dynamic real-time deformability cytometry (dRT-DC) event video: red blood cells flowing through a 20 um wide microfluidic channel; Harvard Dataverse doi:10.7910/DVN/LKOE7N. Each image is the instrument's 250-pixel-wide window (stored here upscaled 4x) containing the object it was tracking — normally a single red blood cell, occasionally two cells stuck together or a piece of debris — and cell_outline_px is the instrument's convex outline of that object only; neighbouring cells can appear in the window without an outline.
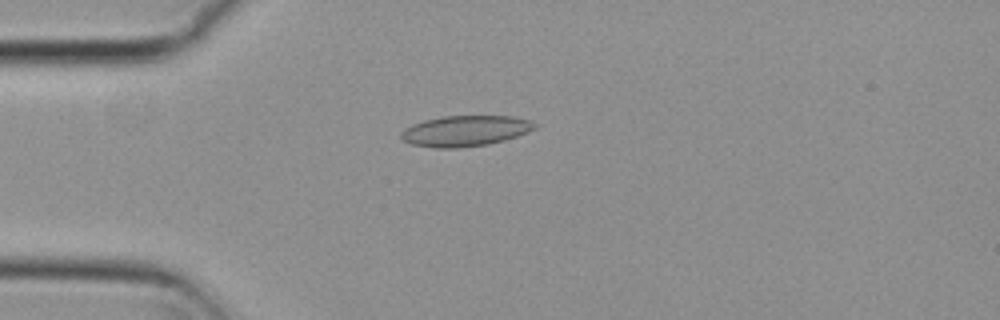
{"species": "common noctule bat (a hibernating species)", "species_latin": "Nyctalus noctula", "temperature_condition": "cold", "stored_images_in_passage": 54, "camera_frame_rate_fps": 3000, "um_per_image_px": 0.085, "animal": {"sex": "female", "body_mass_g": 29.2, "forearm_length_mm": 56.3}, "frame": {"image": 1, "passage_image": 14, "time_ms": 4.333, "image_size_px": [1000, 320], "cell_outline_px": [[540, 124], [536, 128], [528, 132], [504, 140], [488, 144], [456, 148], [436, 148], [412, 144], [400, 140], [400, 132], [404, 128], [412, 124], [424, 120], [440, 116], [512, 116], [528, 120]], "centroid_in_image_um": [39.52, 11.12], "position_along_channel_um": 45.5, "area_um2": 24.1}}
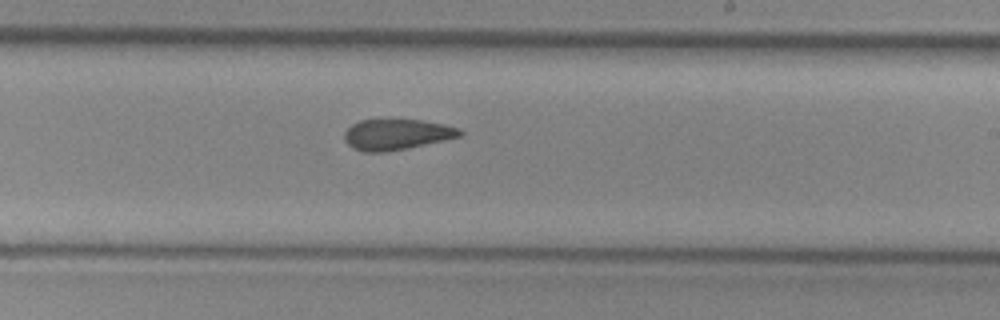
{"frame": {"image": 2, "passage_image": 32, "time_ms": 10.333, "image_size_px": [1000, 320], "cell_outline_px": [[464, 132], [460, 136], [444, 140], [408, 148], [388, 152], [360, 152], [352, 148], [344, 140], [344, 132], [352, 124], [360, 120], [420, 120], [444, 124], [460, 128]], "centroid_in_image_um": [33.69, 11.44], "position_along_channel_um": 255.3, "area_um2": 20.75}}
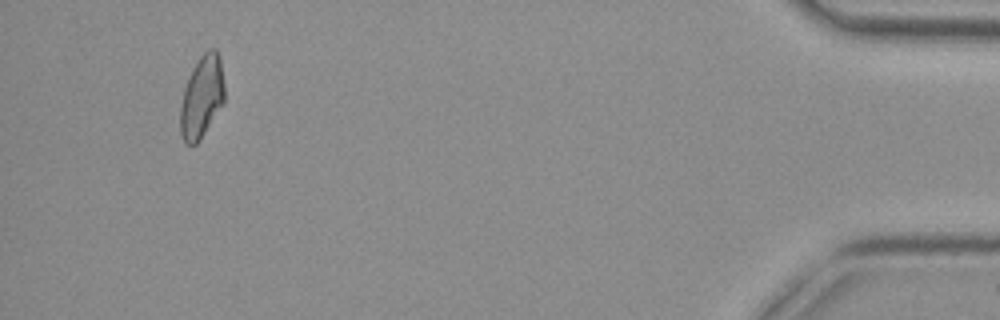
{"frame": {"image": 3, "passage_image": 51, "time_ms": 16.667, "image_size_px": [1000, 320], "cell_outline_px": [[224, 104], [200, 140], [196, 144], [184, 144], [180, 132], [180, 104], [184, 88], [200, 56], [208, 48], [216, 48], [220, 56], [224, 84]], "centroid_in_image_um": [17.16, 8.26], "position_along_channel_um": 418.0, "area_um2": 21.33}, "authors_computed_cell_mechanics": {"area_um2": 21.8484, "velocity_mm_per_s": 3.7986, "shape_relaxation_time_tau1_ms": null, "shape_relaxation_time_tau2_ms": 3.8077, "deformation_change_tau1": null, "deformation_change_tau2": 0.0998}}